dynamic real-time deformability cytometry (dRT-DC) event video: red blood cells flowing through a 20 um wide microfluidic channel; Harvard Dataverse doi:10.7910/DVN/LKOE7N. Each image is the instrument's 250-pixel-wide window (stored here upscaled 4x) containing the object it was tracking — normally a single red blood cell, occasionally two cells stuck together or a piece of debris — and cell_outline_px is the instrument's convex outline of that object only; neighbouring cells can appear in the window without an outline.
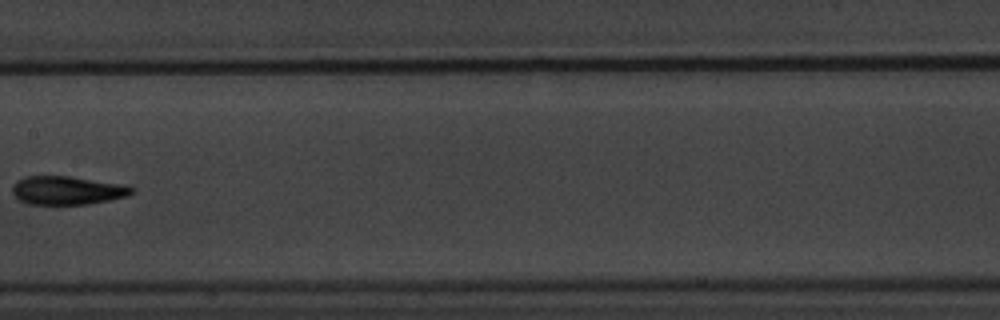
{"species": "common noctule bat (a hibernating species)", "species_latin": "Nyctalus noctula", "temperature_condition": "warm", "stored_images_in_passage": 7, "camera_frame_rate_fps": 3000, "um_per_image_px": 0.085, "animal": {"sex": "male", "body_mass_g": 20.1, "forearm_length_mm": 53.5}, "frame": {"image": 1, "passage_image": 6, "time_ms": 6.0, "image_size_px": [1000, 320], "cell_outline_px": [[136, 192], [128, 196], [88, 204], [28, 204], [20, 200], [12, 192], [12, 184], [16, 180], [24, 176], [68, 176], [124, 184], [136, 188]], "centroid_in_image_um": [5.74, 16.17], "position_along_channel_um": 201.7, "area_um2": 20.0}}